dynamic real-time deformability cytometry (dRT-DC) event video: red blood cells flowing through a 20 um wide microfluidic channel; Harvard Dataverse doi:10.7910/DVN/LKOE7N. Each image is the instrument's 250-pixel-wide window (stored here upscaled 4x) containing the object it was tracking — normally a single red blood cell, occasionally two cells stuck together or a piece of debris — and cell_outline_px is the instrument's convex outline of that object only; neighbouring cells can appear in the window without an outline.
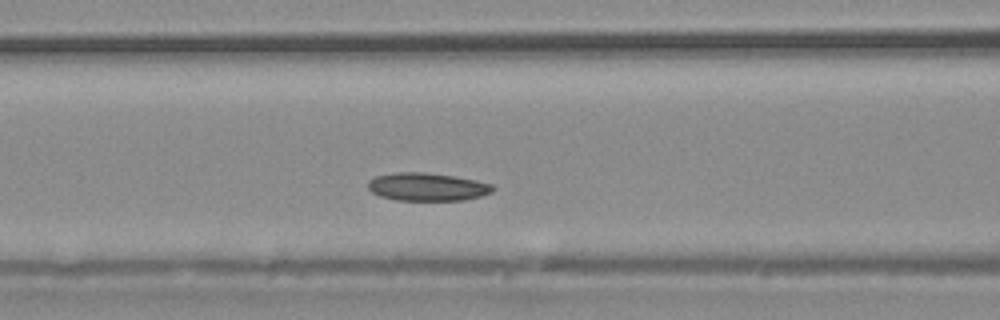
{"species": "common noctule bat (a hibernating species)", "species_latin": "Nyctalus noctula", "temperature_condition": "warm", "stored_images_in_passage": 30, "camera_frame_rate_fps": 3000, "um_per_image_px": 0.085, "animal": {"sex": "male", "body_mass_g": 20.4}, "frame": {"image": 1, "passage_image": 7, "time_ms": 2.0, "image_size_px": [1000, 320], "cell_outline_px": [[496, 188], [492, 192], [480, 196], [464, 200], [396, 200], [380, 196], [372, 192], [368, 188], [368, 180], [376, 176], [396, 172], [424, 172], [452, 176], [476, 180], [492, 184]], "centroid_in_image_um": [36.31, 15.88], "position_along_channel_um": 130.3, "area_um2": 20.35}}
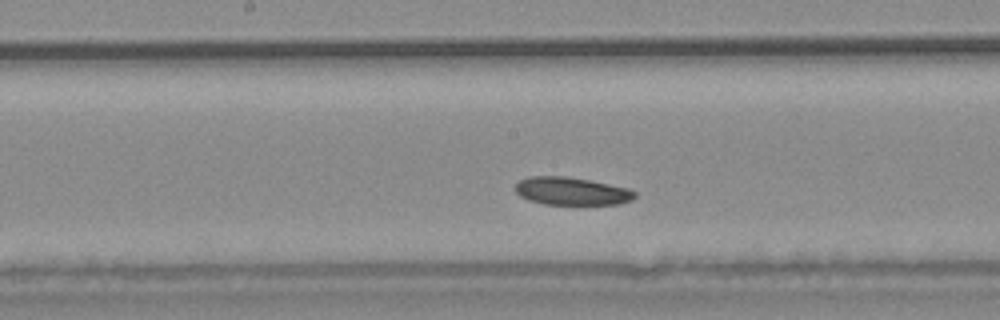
{"frame": {"image": 2, "passage_image": 11, "time_ms": 3.333, "image_size_px": [1000, 320], "cell_outline_px": [[636, 196], [632, 200], [620, 204], [544, 204], [528, 200], [520, 196], [516, 192], [516, 184], [520, 180], [528, 176], [564, 176], [588, 180], [628, 188], [636, 192]], "centroid_in_image_um": [48.58, 16.25], "position_along_channel_um": 199.6, "area_um2": 19.31}}
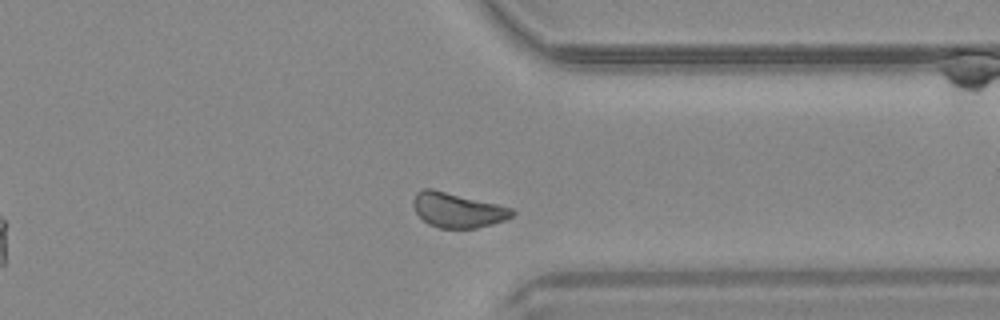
{"frame": {"image": 3, "passage_image": 21, "time_ms": 6.667, "image_size_px": [1000, 320], "cell_outline_px": [[516, 212], [512, 216], [504, 220], [492, 224], [476, 228], [440, 228], [428, 224], [416, 212], [412, 204], [412, 200], [416, 192], [424, 188], [432, 188], [512, 208]], "centroid_in_image_um": [38.86, 17.85], "position_along_channel_um": 372.5, "area_um2": 19.94}}